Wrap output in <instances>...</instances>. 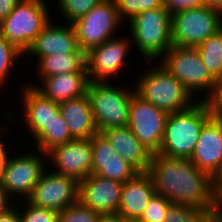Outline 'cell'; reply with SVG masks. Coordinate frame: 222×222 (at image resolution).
I'll list each match as a JSON object with an SVG mask.
<instances>
[{"label": "cell", "mask_w": 222, "mask_h": 222, "mask_svg": "<svg viewBox=\"0 0 222 222\" xmlns=\"http://www.w3.org/2000/svg\"><path fill=\"white\" fill-rule=\"evenodd\" d=\"M23 56L14 47L8 44L5 37L0 32V87L5 86L7 79L10 77L11 69L14 67V62ZM14 65V66H13Z\"/></svg>", "instance_id": "31"}, {"label": "cell", "mask_w": 222, "mask_h": 222, "mask_svg": "<svg viewBox=\"0 0 222 222\" xmlns=\"http://www.w3.org/2000/svg\"><path fill=\"white\" fill-rule=\"evenodd\" d=\"M36 151L10 156L0 184L12 199L22 197L24 200L26 197L27 200L46 169L47 161L44 159L47 158V153L38 149Z\"/></svg>", "instance_id": "10"}, {"label": "cell", "mask_w": 222, "mask_h": 222, "mask_svg": "<svg viewBox=\"0 0 222 222\" xmlns=\"http://www.w3.org/2000/svg\"><path fill=\"white\" fill-rule=\"evenodd\" d=\"M222 28V9L204 5L171 15L172 46L196 48Z\"/></svg>", "instance_id": "8"}, {"label": "cell", "mask_w": 222, "mask_h": 222, "mask_svg": "<svg viewBox=\"0 0 222 222\" xmlns=\"http://www.w3.org/2000/svg\"><path fill=\"white\" fill-rule=\"evenodd\" d=\"M163 4L171 15L179 11L199 8L205 5L203 0H163Z\"/></svg>", "instance_id": "36"}, {"label": "cell", "mask_w": 222, "mask_h": 222, "mask_svg": "<svg viewBox=\"0 0 222 222\" xmlns=\"http://www.w3.org/2000/svg\"><path fill=\"white\" fill-rule=\"evenodd\" d=\"M55 167L53 172L75 179L78 183L92 174V143L89 139H74L53 147L47 159Z\"/></svg>", "instance_id": "14"}, {"label": "cell", "mask_w": 222, "mask_h": 222, "mask_svg": "<svg viewBox=\"0 0 222 222\" xmlns=\"http://www.w3.org/2000/svg\"><path fill=\"white\" fill-rule=\"evenodd\" d=\"M37 67L39 79L64 73L87 71L85 53L53 54L41 58Z\"/></svg>", "instance_id": "24"}, {"label": "cell", "mask_w": 222, "mask_h": 222, "mask_svg": "<svg viewBox=\"0 0 222 222\" xmlns=\"http://www.w3.org/2000/svg\"><path fill=\"white\" fill-rule=\"evenodd\" d=\"M12 207L10 210L0 213V222H21L18 208Z\"/></svg>", "instance_id": "40"}, {"label": "cell", "mask_w": 222, "mask_h": 222, "mask_svg": "<svg viewBox=\"0 0 222 222\" xmlns=\"http://www.w3.org/2000/svg\"><path fill=\"white\" fill-rule=\"evenodd\" d=\"M9 145H7L5 142H4V139H0V182L2 181V176H3V173L6 169V166L8 164V160L10 158V155H9Z\"/></svg>", "instance_id": "37"}, {"label": "cell", "mask_w": 222, "mask_h": 222, "mask_svg": "<svg viewBox=\"0 0 222 222\" xmlns=\"http://www.w3.org/2000/svg\"><path fill=\"white\" fill-rule=\"evenodd\" d=\"M128 127L135 137L153 154L158 153L163 140L168 113L144 100L136 92L131 97Z\"/></svg>", "instance_id": "11"}, {"label": "cell", "mask_w": 222, "mask_h": 222, "mask_svg": "<svg viewBox=\"0 0 222 222\" xmlns=\"http://www.w3.org/2000/svg\"><path fill=\"white\" fill-rule=\"evenodd\" d=\"M148 173L156 194L171 203L209 212L212 203V177L199 170L189 159L152 155Z\"/></svg>", "instance_id": "1"}, {"label": "cell", "mask_w": 222, "mask_h": 222, "mask_svg": "<svg viewBox=\"0 0 222 222\" xmlns=\"http://www.w3.org/2000/svg\"><path fill=\"white\" fill-rule=\"evenodd\" d=\"M101 133L116 153L138 172H148L153 153L135 137L128 126L111 127Z\"/></svg>", "instance_id": "22"}, {"label": "cell", "mask_w": 222, "mask_h": 222, "mask_svg": "<svg viewBox=\"0 0 222 222\" xmlns=\"http://www.w3.org/2000/svg\"><path fill=\"white\" fill-rule=\"evenodd\" d=\"M47 170L42 173L27 201L34 206L59 213L78 200L79 183L75 179Z\"/></svg>", "instance_id": "13"}, {"label": "cell", "mask_w": 222, "mask_h": 222, "mask_svg": "<svg viewBox=\"0 0 222 222\" xmlns=\"http://www.w3.org/2000/svg\"><path fill=\"white\" fill-rule=\"evenodd\" d=\"M41 85L28 84L53 102H64L87 94L89 78L87 71L64 73L39 79Z\"/></svg>", "instance_id": "20"}, {"label": "cell", "mask_w": 222, "mask_h": 222, "mask_svg": "<svg viewBox=\"0 0 222 222\" xmlns=\"http://www.w3.org/2000/svg\"><path fill=\"white\" fill-rule=\"evenodd\" d=\"M127 22L131 42L146 61L161 59L172 46L171 14L164 6L136 14Z\"/></svg>", "instance_id": "4"}, {"label": "cell", "mask_w": 222, "mask_h": 222, "mask_svg": "<svg viewBox=\"0 0 222 222\" xmlns=\"http://www.w3.org/2000/svg\"><path fill=\"white\" fill-rule=\"evenodd\" d=\"M119 18L125 22L136 14L146 10L163 7V0H114ZM126 18V19H125Z\"/></svg>", "instance_id": "29"}, {"label": "cell", "mask_w": 222, "mask_h": 222, "mask_svg": "<svg viewBox=\"0 0 222 222\" xmlns=\"http://www.w3.org/2000/svg\"><path fill=\"white\" fill-rule=\"evenodd\" d=\"M132 42L127 38L112 37L102 45L85 53L86 70L89 81H110L121 73V68L129 56Z\"/></svg>", "instance_id": "12"}, {"label": "cell", "mask_w": 222, "mask_h": 222, "mask_svg": "<svg viewBox=\"0 0 222 222\" xmlns=\"http://www.w3.org/2000/svg\"><path fill=\"white\" fill-rule=\"evenodd\" d=\"M12 200V202H11ZM13 200L7 191L0 184V213L6 212L14 207Z\"/></svg>", "instance_id": "39"}, {"label": "cell", "mask_w": 222, "mask_h": 222, "mask_svg": "<svg viewBox=\"0 0 222 222\" xmlns=\"http://www.w3.org/2000/svg\"><path fill=\"white\" fill-rule=\"evenodd\" d=\"M211 222H222V181H212Z\"/></svg>", "instance_id": "35"}, {"label": "cell", "mask_w": 222, "mask_h": 222, "mask_svg": "<svg viewBox=\"0 0 222 222\" xmlns=\"http://www.w3.org/2000/svg\"><path fill=\"white\" fill-rule=\"evenodd\" d=\"M50 20L28 48L29 55L37 56V62L53 54L84 53L79 45L71 24L64 25ZM56 24V25H55Z\"/></svg>", "instance_id": "16"}, {"label": "cell", "mask_w": 222, "mask_h": 222, "mask_svg": "<svg viewBox=\"0 0 222 222\" xmlns=\"http://www.w3.org/2000/svg\"><path fill=\"white\" fill-rule=\"evenodd\" d=\"M163 56L158 63L181 82L193 97L198 99L195 93L201 91L199 94L205 95L199 101H203L211 93L216 79L205 67L197 48L171 46Z\"/></svg>", "instance_id": "7"}, {"label": "cell", "mask_w": 222, "mask_h": 222, "mask_svg": "<svg viewBox=\"0 0 222 222\" xmlns=\"http://www.w3.org/2000/svg\"><path fill=\"white\" fill-rule=\"evenodd\" d=\"M59 110L74 139H89L98 133L87 94L60 102Z\"/></svg>", "instance_id": "23"}, {"label": "cell", "mask_w": 222, "mask_h": 222, "mask_svg": "<svg viewBox=\"0 0 222 222\" xmlns=\"http://www.w3.org/2000/svg\"><path fill=\"white\" fill-rule=\"evenodd\" d=\"M99 222H126L119 213L101 214Z\"/></svg>", "instance_id": "41"}, {"label": "cell", "mask_w": 222, "mask_h": 222, "mask_svg": "<svg viewBox=\"0 0 222 222\" xmlns=\"http://www.w3.org/2000/svg\"><path fill=\"white\" fill-rule=\"evenodd\" d=\"M103 0H56L65 23L71 24L87 14Z\"/></svg>", "instance_id": "28"}, {"label": "cell", "mask_w": 222, "mask_h": 222, "mask_svg": "<svg viewBox=\"0 0 222 222\" xmlns=\"http://www.w3.org/2000/svg\"><path fill=\"white\" fill-rule=\"evenodd\" d=\"M123 183L90 174L79 182L78 199L100 214L117 213Z\"/></svg>", "instance_id": "15"}, {"label": "cell", "mask_w": 222, "mask_h": 222, "mask_svg": "<svg viewBox=\"0 0 222 222\" xmlns=\"http://www.w3.org/2000/svg\"><path fill=\"white\" fill-rule=\"evenodd\" d=\"M212 117L222 119V76L216 78L211 93L203 100Z\"/></svg>", "instance_id": "34"}, {"label": "cell", "mask_w": 222, "mask_h": 222, "mask_svg": "<svg viewBox=\"0 0 222 222\" xmlns=\"http://www.w3.org/2000/svg\"><path fill=\"white\" fill-rule=\"evenodd\" d=\"M126 222H146L141 218H134V219H126Z\"/></svg>", "instance_id": "44"}, {"label": "cell", "mask_w": 222, "mask_h": 222, "mask_svg": "<svg viewBox=\"0 0 222 222\" xmlns=\"http://www.w3.org/2000/svg\"><path fill=\"white\" fill-rule=\"evenodd\" d=\"M211 117L203 101L189 109L168 114L158 154L190 159L204 123Z\"/></svg>", "instance_id": "3"}, {"label": "cell", "mask_w": 222, "mask_h": 222, "mask_svg": "<svg viewBox=\"0 0 222 222\" xmlns=\"http://www.w3.org/2000/svg\"><path fill=\"white\" fill-rule=\"evenodd\" d=\"M122 20L114 0H103L87 14L71 23L80 49L87 53L117 35Z\"/></svg>", "instance_id": "9"}, {"label": "cell", "mask_w": 222, "mask_h": 222, "mask_svg": "<svg viewBox=\"0 0 222 222\" xmlns=\"http://www.w3.org/2000/svg\"><path fill=\"white\" fill-rule=\"evenodd\" d=\"M205 67L216 79L222 76V28L196 47Z\"/></svg>", "instance_id": "26"}, {"label": "cell", "mask_w": 222, "mask_h": 222, "mask_svg": "<svg viewBox=\"0 0 222 222\" xmlns=\"http://www.w3.org/2000/svg\"><path fill=\"white\" fill-rule=\"evenodd\" d=\"M45 0H21L0 24V32L9 45L23 56L42 29L52 19Z\"/></svg>", "instance_id": "5"}, {"label": "cell", "mask_w": 222, "mask_h": 222, "mask_svg": "<svg viewBox=\"0 0 222 222\" xmlns=\"http://www.w3.org/2000/svg\"><path fill=\"white\" fill-rule=\"evenodd\" d=\"M72 140H74V138L69 132L68 125L59 112L48 127H46L33 141L36 142V149L47 153L53 147Z\"/></svg>", "instance_id": "25"}, {"label": "cell", "mask_w": 222, "mask_h": 222, "mask_svg": "<svg viewBox=\"0 0 222 222\" xmlns=\"http://www.w3.org/2000/svg\"><path fill=\"white\" fill-rule=\"evenodd\" d=\"M189 160L211 177L215 174L222 162V119L211 116L204 123Z\"/></svg>", "instance_id": "17"}, {"label": "cell", "mask_w": 222, "mask_h": 222, "mask_svg": "<svg viewBox=\"0 0 222 222\" xmlns=\"http://www.w3.org/2000/svg\"><path fill=\"white\" fill-rule=\"evenodd\" d=\"M205 5H211V6H216L220 9H222V0H203Z\"/></svg>", "instance_id": "42"}, {"label": "cell", "mask_w": 222, "mask_h": 222, "mask_svg": "<svg viewBox=\"0 0 222 222\" xmlns=\"http://www.w3.org/2000/svg\"><path fill=\"white\" fill-rule=\"evenodd\" d=\"M24 108L23 121L27 126L28 133L35 139L59 114V103L44 97L34 87L26 84L22 89Z\"/></svg>", "instance_id": "19"}, {"label": "cell", "mask_w": 222, "mask_h": 222, "mask_svg": "<svg viewBox=\"0 0 222 222\" xmlns=\"http://www.w3.org/2000/svg\"><path fill=\"white\" fill-rule=\"evenodd\" d=\"M100 215L78 199L59 212V222H99Z\"/></svg>", "instance_id": "30"}, {"label": "cell", "mask_w": 222, "mask_h": 222, "mask_svg": "<svg viewBox=\"0 0 222 222\" xmlns=\"http://www.w3.org/2000/svg\"><path fill=\"white\" fill-rule=\"evenodd\" d=\"M212 181H222V162H221V165L219 166L218 170L212 176Z\"/></svg>", "instance_id": "43"}, {"label": "cell", "mask_w": 222, "mask_h": 222, "mask_svg": "<svg viewBox=\"0 0 222 222\" xmlns=\"http://www.w3.org/2000/svg\"><path fill=\"white\" fill-rule=\"evenodd\" d=\"M143 71L133 86L139 96L155 107L171 114L185 111L198 101L159 63Z\"/></svg>", "instance_id": "2"}, {"label": "cell", "mask_w": 222, "mask_h": 222, "mask_svg": "<svg viewBox=\"0 0 222 222\" xmlns=\"http://www.w3.org/2000/svg\"><path fill=\"white\" fill-rule=\"evenodd\" d=\"M21 0H0V24Z\"/></svg>", "instance_id": "38"}, {"label": "cell", "mask_w": 222, "mask_h": 222, "mask_svg": "<svg viewBox=\"0 0 222 222\" xmlns=\"http://www.w3.org/2000/svg\"><path fill=\"white\" fill-rule=\"evenodd\" d=\"M92 143V174L117 180L122 183L132 179L138 171L126 162L102 133L91 138Z\"/></svg>", "instance_id": "18"}, {"label": "cell", "mask_w": 222, "mask_h": 222, "mask_svg": "<svg viewBox=\"0 0 222 222\" xmlns=\"http://www.w3.org/2000/svg\"><path fill=\"white\" fill-rule=\"evenodd\" d=\"M156 193L151 175L138 172L123 183L119 213L124 219L140 218Z\"/></svg>", "instance_id": "21"}, {"label": "cell", "mask_w": 222, "mask_h": 222, "mask_svg": "<svg viewBox=\"0 0 222 222\" xmlns=\"http://www.w3.org/2000/svg\"><path fill=\"white\" fill-rule=\"evenodd\" d=\"M170 204L168 199L155 193L140 218L146 222H163Z\"/></svg>", "instance_id": "33"}, {"label": "cell", "mask_w": 222, "mask_h": 222, "mask_svg": "<svg viewBox=\"0 0 222 222\" xmlns=\"http://www.w3.org/2000/svg\"><path fill=\"white\" fill-rule=\"evenodd\" d=\"M135 87L122 88L108 81H89L87 95L93 119L99 133L111 127L129 123V106Z\"/></svg>", "instance_id": "6"}, {"label": "cell", "mask_w": 222, "mask_h": 222, "mask_svg": "<svg viewBox=\"0 0 222 222\" xmlns=\"http://www.w3.org/2000/svg\"><path fill=\"white\" fill-rule=\"evenodd\" d=\"M24 203L22 211L18 209L21 222H59L57 211L34 206L25 199Z\"/></svg>", "instance_id": "32"}, {"label": "cell", "mask_w": 222, "mask_h": 222, "mask_svg": "<svg viewBox=\"0 0 222 222\" xmlns=\"http://www.w3.org/2000/svg\"><path fill=\"white\" fill-rule=\"evenodd\" d=\"M163 222H211L209 212L195 207L171 203Z\"/></svg>", "instance_id": "27"}]
</instances>
